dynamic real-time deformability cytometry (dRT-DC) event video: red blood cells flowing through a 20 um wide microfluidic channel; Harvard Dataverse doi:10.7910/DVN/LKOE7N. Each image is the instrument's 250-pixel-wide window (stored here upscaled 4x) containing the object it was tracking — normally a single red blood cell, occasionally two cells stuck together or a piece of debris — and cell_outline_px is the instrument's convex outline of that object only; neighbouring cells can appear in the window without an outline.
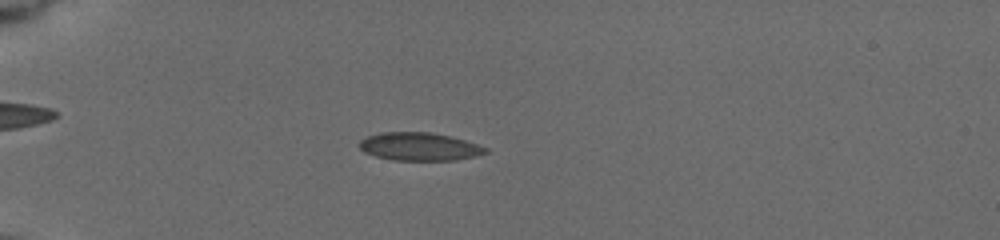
{"species": "common noctule bat (a hibernating species)", "species_latin": "Nyctalus noctula", "temperature_condition": "cold", "stored_images_in_passage": 67, "camera_frame_rate_fps": 3000, "um_per_image_px": 0.085, "animal": {"sex": "female", "body_mass_g": 19.5, "forearm_length_mm": 54.1}, "frame": {"image": 1, "passage_image": 19, "time_ms": 5.333, "image_size_px": [1000, 240], "cell_outline_px": [[488, 152], [476, 156], [456, 160], [392, 160], [376, 156], [364, 152], [356, 144], [360, 140], [368, 136], [380, 132], [432, 132], [452, 136], [488, 148]], "centroid_in_image_um": [35.63, 12.45], "position_along_channel_um": 49.4, "area_um2": 20.75}}
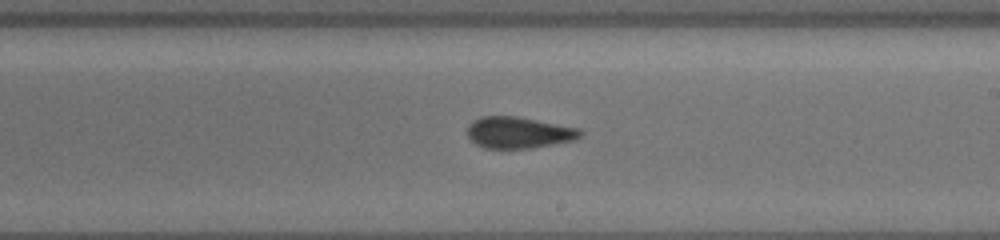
{"frame": {"image": 2, "passage_image": 44, "time_ms": 11.333, "image_size_px": [1000, 240], "cell_outline_px": [[584, 132], [576, 140], [532, 148], [484, 148], [476, 144], [468, 136], [468, 128], [476, 120], [484, 116], [512, 116], [580, 128]], "centroid_in_image_um": [44.14, 11.28], "position_along_channel_um": 244.9, "area_um2": 20.35}}
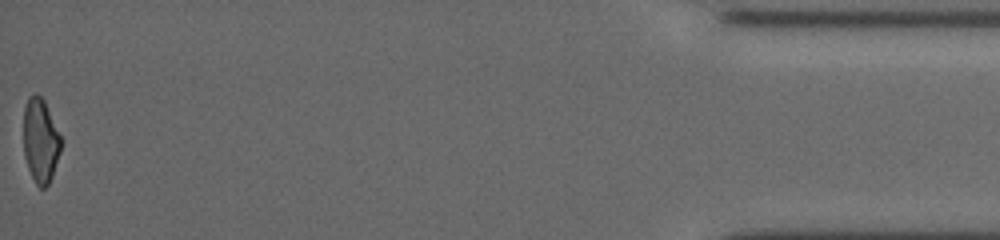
{"frame": {"image": 3, "passage_image": 67, "time_ms": 18.333, "image_size_px": [1000, 240], "cell_outline_px": [[60, 152], [52, 176], [48, 184], [44, 188], [40, 188], [36, 184], [28, 168], [24, 156], [24, 108], [28, 96], [36, 92], [44, 100], [60, 136]], "centroid_in_image_um": [3.42, 11.94], "position_along_channel_um": 431.8, "area_um2": 18.15}, "authors_computed_cell_mechanics": {"area_um2": 20.4612, "velocity_mm_per_s": 3.8006, "shape_relaxation_time_tau1_ms": null, "shape_relaxation_time_tau2_ms": 2.9389, "deformation_change_tau1": null, "deformation_change_tau2": 0.0809}}